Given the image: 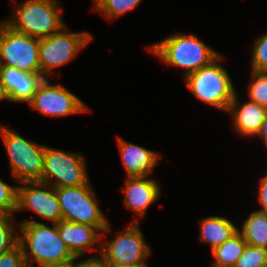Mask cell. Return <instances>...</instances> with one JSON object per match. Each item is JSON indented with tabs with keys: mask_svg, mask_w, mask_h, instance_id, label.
<instances>
[{
	"mask_svg": "<svg viewBox=\"0 0 267 267\" xmlns=\"http://www.w3.org/2000/svg\"><path fill=\"white\" fill-rule=\"evenodd\" d=\"M19 224L18 243L21 245L27 267H37L76 258L61 240L57 224L50 226L37 220L24 219Z\"/></svg>",
	"mask_w": 267,
	"mask_h": 267,
	"instance_id": "1",
	"label": "cell"
},
{
	"mask_svg": "<svg viewBox=\"0 0 267 267\" xmlns=\"http://www.w3.org/2000/svg\"><path fill=\"white\" fill-rule=\"evenodd\" d=\"M146 47L164 64L182 69L184 78L220 55L192 33L172 34Z\"/></svg>",
	"mask_w": 267,
	"mask_h": 267,
	"instance_id": "2",
	"label": "cell"
},
{
	"mask_svg": "<svg viewBox=\"0 0 267 267\" xmlns=\"http://www.w3.org/2000/svg\"><path fill=\"white\" fill-rule=\"evenodd\" d=\"M10 4H15L12 16L4 22L17 32L42 38L66 26L61 16L60 0H11Z\"/></svg>",
	"mask_w": 267,
	"mask_h": 267,
	"instance_id": "3",
	"label": "cell"
},
{
	"mask_svg": "<svg viewBox=\"0 0 267 267\" xmlns=\"http://www.w3.org/2000/svg\"><path fill=\"white\" fill-rule=\"evenodd\" d=\"M223 60L225 57L220 54L209 65L187 75L184 80L195 99L226 113L236 89L228 70L222 64Z\"/></svg>",
	"mask_w": 267,
	"mask_h": 267,
	"instance_id": "4",
	"label": "cell"
},
{
	"mask_svg": "<svg viewBox=\"0 0 267 267\" xmlns=\"http://www.w3.org/2000/svg\"><path fill=\"white\" fill-rule=\"evenodd\" d=\"M140 223L131 222L126 229L118 233L110 241L103 239L113 232L111 224L101 234L100 254L112 267L148 266L147 259L152 255V248L146 242Z\"/></svg>",
	"mask_w": 267,
	"mask_h": 267,
	"instance_id": "5",
	"label": "cell"
},
{
	"mask_svg": "<svg viewBox=\"0 0 267 267\" xmlns=\"http://www.w3.org/2000/svg\"><path fill=\"white\" fill-rule=\"evenodd\" d=\"M0 135L7 152L10 174L16 183L41 181L45 145L30 141L0 122Z\"/></svg>",
	"mask_w": 267,
	"mask_h": 267,
	"instance_id": "6",
	"label": "cell"
},
{
	"mask_svg": "<svg viewBox=\"0 0 267 267\" xmlns=\"http://www.w3.org/2000/svg\"><path fill=\"white\" fill-rule=\"evenodd\" d=\"M88 31H69L64 26L60 31L40 38L39 63L44 78L55 75L54 70L68 64L92 41Z\"/></svg>",
	"mask_w": 267,
	"mask_h": 267,
	"instance_id": "7",
	"label": "cell"
},
{
	"mask_svg": "<svg viewBox=\"0 0 267 267\" xmlns=\"http://www.w3.org/2000/svg\"><path fill=\"white\" fill-rule=\"evenodd\" d=\"M63 220L98 227L102 232L109 221L98 205L90 182L81 186L55 188Z\"/></svg>",
	"mask_w": 267,
	"mask_h": 267,
	"instance_id": "8",
	"label": "cell"
},
{
	"mask_svg": "<svg viewBox=\"0 0 267 267\" xmlns=\"http://www.w3.org/2000/svg\"><path fill=\"white\" fill-rule=\"evenodd\" d=\"M86 158L80 152H69L45 145L42 182L54 188L87 184Z\"/></svg>",
	"mask_w": 267,
	"mask_h": 267,
	"instance_id": "9",
	"label": "cell"
},
{
	"mask_svg": "<svg viewBox=\"0 0 267 267\" xmlns=\"http://www.w3.org/2000/svg\"><path fill=\"white\" fill-rule=\"evenodd\" d=\"M40 38L28 36L0 21L1 66L17 68L30 73H41L39 63Z\"/></svg>",
	"mask_w": 267,
	"mask_h": 267,
	"instance_id": "10",
	"label": "cell"
},
{
	"mask_svg": "<svg viewBox=\"0 0 267 267\" xmlns=\"http://www.w3.org/2000/svg\"><path fill=\"white\" fill-rule=\"evenodd\" d=\"M44 78L38 85L32 100L27 104L34 111L51 117H63L90 112V108L61 84H52Z\"/></svg>",
	"mask_w": 267,
	"mask_h": 267,
	"instance_id": "11",
	"label": "cell"
},
{
	"mask_svg": "<svg viewBox=\"0 0 267 267\" xmlns=\"http://www.w3.org/2000/svg\"><path fill=\"white\" fill-rule=\"evenodd\" d=\"M19 211H33L55 224L63 219L55 188L41 181L17 183L15 213Z\"/></svg>",
	"mask_w": 267,
	"mask_h": 267,
	"instance_id": "12",
	"label": "cell"
},
{
	"mask_svg": "<svg viewBox=\"0 0 267 267\" xmlns=\"http://www.w3.org/2000/svg\"><path fill=\"white\" fill-rule=\"evenodd\" d=\"M121 188L124 192V205L134 212L131 222L135 223H140V218L144 217L149 207L159 200L162 192L159 181L150 176L126 177Z\"/></svg>",
	"mask_w": 267,
	"mask_h": 267,
	"instance_id": "13",
	"label": "cell"
},
{
	"mask_svg": "<svg viewBox=\"0 0 267 267\" xmlns=\"http://www.w3.org/2000/svg\"><path fill=\"white\" fill-rule=\"evenodd\" d=\"M57 230L61 240L75 257L93 251L100 254L102 231L98 227L62 219L57 223Z\"/></svg>",
	"mask_w": 267,
	"mask_h": 267,
	"instance_id": "14",
	"label": "cell"
},
{
	"mask_svg": "<svg viewBox=\"0 0 267 267\" xmlns=\"http://www.w3.org/2000/svg\"><path fill=\"white\" fill-rule=\"evenodd\" d=\"M117 146L126 177L151 176L162 155L117 136ZM151 174V175H150Z\"/></svg>",
	"mask_w": 267,
	"mask_h": 267,
	"instance_id": "15",
	"label": "cell"
},
{
	"mask_svg": "<svg viewBox=\"0 0 267 267\" xmlns=\"http://www.w3.org/2000/svg\"><path fill=\"white\" fill-rule=\"evenodd\" d=\"M43 79L41 73H30L9 66L0 68V83L12 103L28 104Z\"/></svg>",
	"mask_w": 267,
	"mask_h": 267,
	"instance_id": "16",
	"label": "cell"
},
{
	"mask_svg": "<svg viewBox=\"0 0 267 267\" xmlns=\"http://www.w3.org/2000/svg\"><path fill=\"white\" fill-rule=\"evenodd\" d=\"M240 102L236 92L226 113L231 115L234 130L238 135L253 138L260 130L267 115V108L249 99L242 104Z\"/></svg>",
	"mask_w": 267,
	"mask_h": 267,
	"instance_id": "17",
	"label": "cell"
},
{
	"mask_svg": "<svg viewBox=\"0 0 267 267\" xmlns=\"http://www.w3.org/2000/svg\"><path fill=\"white\" fill-rule=\"evenodd\" d=\"M238 231V226L222 216H207L199 221V239L210 246L211 251L222 245Z\"/></svg>",
	"mask_w": 267,
	"mask_h": 267,
	"instance_id": "18",
	"label": "cell"
},
{
	"mask_svg": "<svg viewBox=\"0 0 267 267\" xmlns=\"http://www.w3.org/2000/svg\"><path fill=\"white\" fill-rule=\"evenodd\" d=\"M242 223L238 231L245 242L254 247L267 249V213L254 210Z\"/></svg>",
	"mask_w": 267,
	"mask_h": 267,
	"instance_id": "19",
	"label": "cell"
},
{
	"mask_svg": "<svg viewBox=\"0 0 267 267\" xmlns=\"http://www.w3.org/2000/svg\"><path fill=\"white\" fill-rule=\"evenodd\" d=\"M246 244L242 234L237 231L222 245L217 246L211 251L214 260L210 267H234L237 260L241 257Z\"/></svg>",
	"mask_w": 267,
	"mask_h": 267,
	"instance_id": "20",
	"label": "cell"
},
{
	"mask_svg": "<svg viewBox=\"0 0 267 267\" xmlns=\"http://www.w3.org/2000/svg\"><path fill=\"white\" fill-rule=\"evenodd\" d=\"M93 10L110 22L134 10L142 0H93Z\"/></svg>",
	"mask_w": 267,
	"mask_h": 267,
	"instance_id": "21",
	"label": "cell"
},
{
	"mask_svg": "<svg viewBox=\"0 0 267 267\" xmlns=\"http://www.w3.org/2000/svg\"><path fill=\"white\" fill-rule=\"evenodd\" d=\"M15 222L14 215H0V255L18 243L19 224Z\"/></svg>",
	"mask_w": 267,
	"mask_h": 267,
	"instance_id": "22",
	"label": "cell"
},
{
	"mask_svg": "<svg viewBox=\"0 0 267 267\" xmlns=\"http://www.w3.org/2000/svg\"><path fill=\"white\" fill-rule=\"evenodd\" d=\"M247 88L248 99L267 108V71H252Z\"/></svg>",
	"mask_w": 267,
	"mask_h": 267,
	"instance_id": "23",
	"label": "cell"
},
{
	"mask_svg": "<svg viewBox=\"0 0 267 267\" xmlns=\"http://www.w3.org/2000/svg\"><path fill=\"white\" fill-rule=\"evenodd\" d=\"M267 265V249L246 244L234 267H262Z\"/></svg>",
	"mask_w": 267,
	"mask_h": 267,
	"instance_id": "24",
	"label": "cell"
},
{
	"mask_svg": "<svg viewBox=\"0 0 267 267\" xmlns=\"http://www.w3.org/2000/svg\"><path fill=\"white\" fill-rule=\"evenodd\" d=\"M251 56L252 71H267V33L254 40Z\"/></svg>",
	"mask_w": 267,
	"mask_h": 267,
	"instance_id": "25",
	"label": "cell"
},
{
	"mask_svg": "<svg viewBox=\"0 0 267 267\" xmlns=\"http://www.w3.org/2000/svg\"><path fill=\"white\" fill-rule=\"evenodd\" d=\"M17 185H10L0 178V215H14L16 211Z\"/></svg>",
	"mask_w": 267,
	"mask_h": 267,
	"instance_id": "26",
	"label": "cell"
},
{
	"mask_svg": "<svg viewBox=\"0 0 267 267\" xmlns=\"http://www.w3.org/2000/svg\"><path fill=\"white\" fill-rule=\"evenodd\" d=\"M0 267H27L24 253L19 243L0 255Z\"/></svg>",
	"mask_w": 267,
	"mask_h": 267,
	"instance_id": "27",
	"label": "cell"
},
{
	"mask_svg": "<svg viewBox=\"0 0 267 267\" xmlns=\"http://www.w3.org/2000/svg\"><path fill=\"white\" fill-rule=\"evenodd\" d=\"M79 258H81V256L76 257V267H112L101 254L78 261L77 259Z\"/></svg>",
	"mask_w": 267,
	"mask_h": 267,
	"instance_id": "28",
	"label": "cell"
},
{
	"mask_svg": "<svg viewBox=\"0 0 267 267\" xmlns=\"http://www.w3.org/2000/svg\"><path fill=\"white\" fill-rule=\"evenodd\" d=\"M259 182L260 183L256 195L258 196L257 202H259L261 207L257 210L267 213V172L260 178Z\"/></svg>",
	"mask_w": 267,
	"mask_h": 267,
	"instance_id": "29",
	"label": "cell"
},
{
	"mask_svg": "<svg viewBox=\"0 0 267 267\" xmlns=\"http://www.w3.org/2000/svg\"><path fill=\"white\" fill-rule=\"evenodd\" d=\"M256 137H258L263 144L265 145V148L267 150V115L264 119V121L261 124L259 132L256 134Z\"/></svg>",
	"mask_w": 267,
	"mask_h": 267,
	"instance_id": "30",
	"label": "cell"
},
{
	"mask_svg": "<svg viewBox=\"0 0 267 267\" xmlns=\"http://www.w3.org/2000/svg\"><path fill=\"white\" fill-rule=\"evenodd\" d=\"M40 267H76V258L57 263H48Z\"/></svg>",
	"mask_w": 267,
	"mask_h": 267,
	"instance_id": "31",
	"label": "cell"
},
{
	"mask_svg": "<svg viewBox=\"0 0 267 267\" xmlns=\"http://www.w3.org/2000/svg\"><path fill=\"white\" fill-rule=\"evenodd\" d=\"M3 100L10 101L8 96H7V93H6L5 89H4V87L0 83V102L3 101Z\"/></svg>",
	"mask_w": 267,
	"mask_h": 267,
	"instance_id": "32",
	"label": "cell"
}]
</instances>
